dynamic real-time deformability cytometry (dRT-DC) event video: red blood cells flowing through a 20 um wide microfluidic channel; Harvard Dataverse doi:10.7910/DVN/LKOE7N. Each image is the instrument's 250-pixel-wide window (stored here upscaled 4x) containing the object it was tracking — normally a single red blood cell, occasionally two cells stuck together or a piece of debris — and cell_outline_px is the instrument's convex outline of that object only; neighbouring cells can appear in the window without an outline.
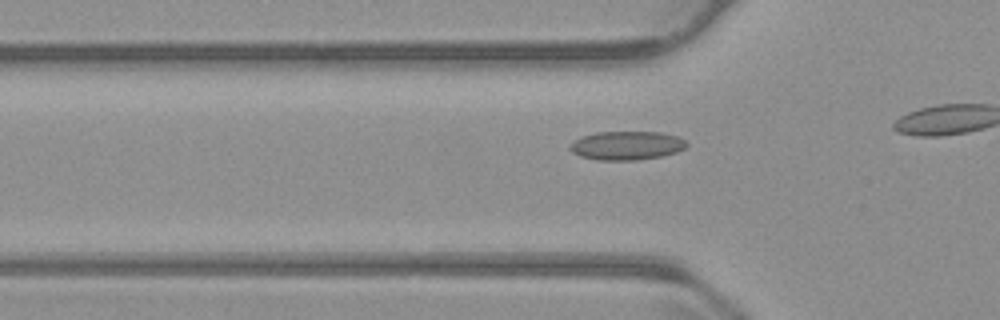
{"species": "common noctule bat (a hibernating species)", "species_latin": "Nyctalus noctula", "temperature_condition": "warm", "stored_images_in_passage": 19, "camera_frame_rate_fps": 3000, "um_per_image_px": 0.085, "animal": {"sex": "male", "body_mass_g": 23.1, "forearm_length_mm": 52.7}, "frame": {"image": 1, "passage_image": 14, "time_ms": 4.333, "image_size_px": [1000, 320], "cell_outline_px": [[688, 144], [684, 148], [676, 152], [660, 156], [636, 160], [596, 160], [580, 156], [572, 152], [568, 148], [568, 144], [580, 136], [596, 132], [660, 132], [680, 136]], "centroid_in_image_um": [53.22, 12.36], "position_along_channel_um": 72.6, "area_um2": 19.71}}